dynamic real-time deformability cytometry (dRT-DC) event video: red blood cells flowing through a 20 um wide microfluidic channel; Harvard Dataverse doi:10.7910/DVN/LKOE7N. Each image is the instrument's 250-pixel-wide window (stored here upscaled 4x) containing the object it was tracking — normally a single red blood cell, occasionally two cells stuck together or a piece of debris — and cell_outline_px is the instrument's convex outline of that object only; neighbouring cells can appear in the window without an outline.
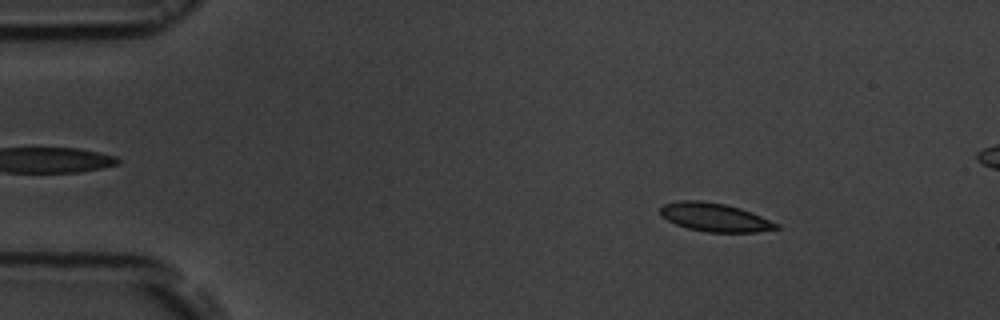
{"species": "common noctule bat (a hibernating species)", "species_latin": "Nyctalus noctula", "temperature_condition": "room temperature", "stored_images_in_passage": 54, "segment_of_instrument_passage": [1, 2], "camera_frame_rate_fps": 3000, "um_per_image_px": 0.085, "animal": {"sex": "male", "body_mass_g": 19.5, "forearm_length_mm": 54.6}, "frame": {"image": 1, "passage_image": 7, "time_ms": 2.0, "image_size_px": [1000, 320], "cell_outline_px": [[780, 228], [756, 232], [708, 232], [688, 228], [676, 224], [660, 216], [660, 208], [664, 204], [680, 200], [700, 200], [724, 204], [740, 208], [780, 224]], "centroid_in_image_um": [60.74, 18.47], "position_along_channel_um": 24.3, "area_um2": 19.13}}
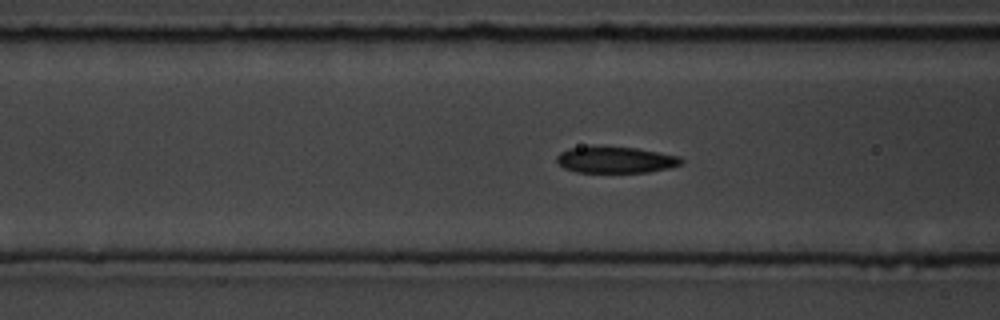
{"frame": {"image": 2, "passage_image": 20, "time_ms": 6.333, "image_size_px": [1000, 320], "cell_outline_px": [[684, 160], [680, 164], [668, 168], [648, 172], [576, 172], [564, 168], [556, 160], [556, 156], [560, 152], [568, 148], [636, 148], [680, 156]], "centroid_in_image_um": [52.34, 13.61], "position_along_channel_um": 114.3, "area_um2": 18.61}}
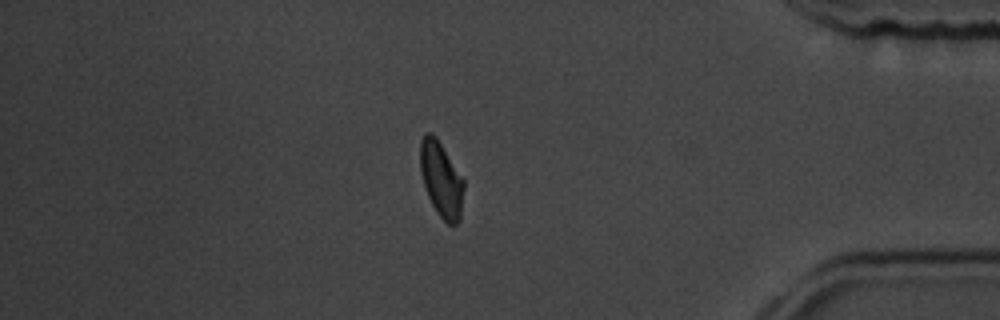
{"frame": {"image": 3, "passage_image": 45, "time_ms": 14.667, "image_size_px": [1000, 320], "cell_outline_px": [[464, 188], [460, 220], [456, 224], [448, 224], [436, 212], [428, 196], [420, 172], [420, 140], [424, 132], [432, 132], [436, 136], [464, 180]], "centroid_in_image_um": [37.49, 15.22], "position_along_channel_um": 397.7, "area_um2": 19.19}}